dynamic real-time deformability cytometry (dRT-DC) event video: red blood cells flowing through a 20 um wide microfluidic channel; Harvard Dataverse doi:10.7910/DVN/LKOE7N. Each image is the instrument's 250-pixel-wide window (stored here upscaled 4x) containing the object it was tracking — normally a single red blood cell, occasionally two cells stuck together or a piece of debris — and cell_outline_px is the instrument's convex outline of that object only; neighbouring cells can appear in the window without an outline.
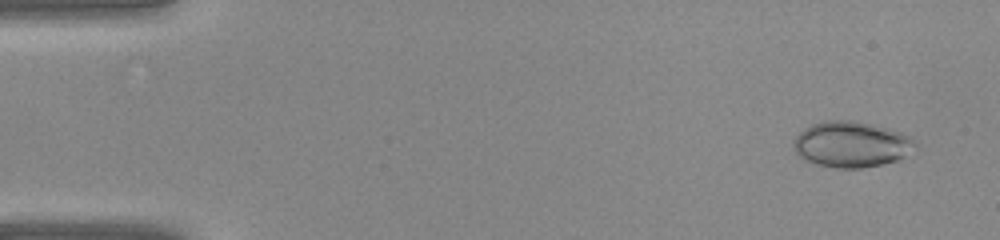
{"species": "common noctule bat (a hibernating species)", "species_latin": "Nyctalus noctula", "temperature_condition": "warm", "stored_images_in_passage": 38, "camera_frame_rate_fps": 3000, "um_per_image_px": 0.085, "animal": {"sex": "female", "body_mass_g": 22.0, "forearm_length_mm": 56.7}, "frame": {"image": 1, "passage_image": 3, "time_ms": 0.667, "image_size_px": [1000, 240], "cell_outline_px": [[916, 144], [900, 160], [884, 164], [864, 168], [836, 168], [816, 164], [804, 160], [792, 148], [792, 140], [804, 128], [812, 124], [824, 120], [852, 120], [872, 124], [900, 132], [908, 136]], "centroid_in_image_um": [72.3, 12.27], "position_along_channel_um": 12.7, "area_um2": 32.54}}
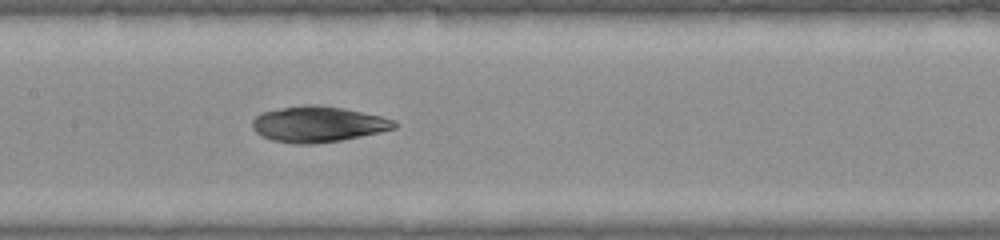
{"frame": {"image": 2, "passage_image": 20, "time_ms": 6.333, "image_size_px": [1000, 240], "cell_outline_px": [[400, 124], [396, 128], [380, 132], [340, 140], [312, 144], [296, 144], [272, 140], [256, 132], [252, 128], [252, 120], [256, 116], [264, 112], [284, 108], [308, 104], [316, 104], [344, 108], [380, 116], [396, 120]], "centroid_in_image_um": [27.07, 10.55], "position_along_channel_um": 180.3, "area_um2": 29.42}}
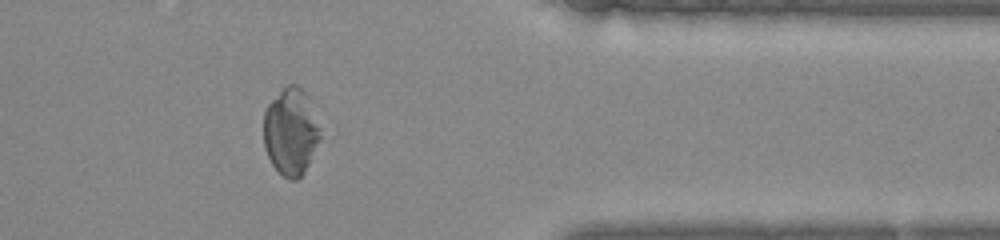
{"frame": {"image": 3, "passage_image": 33, "time_ms": 10.667, "image_size_px": [1000, 240], "cell_outline_px": [[320, 140], [304, 172], [296, 180], [288, 180], [272, 164], [264, 148], [264, 112], [268, 104], [288, 84], [296, 84], [308, 96], [320, 128]], "centroid_in_image_um": [24.72, 11.2], "position_along_channel_um": 386.7, "area_um2": 28.44}}